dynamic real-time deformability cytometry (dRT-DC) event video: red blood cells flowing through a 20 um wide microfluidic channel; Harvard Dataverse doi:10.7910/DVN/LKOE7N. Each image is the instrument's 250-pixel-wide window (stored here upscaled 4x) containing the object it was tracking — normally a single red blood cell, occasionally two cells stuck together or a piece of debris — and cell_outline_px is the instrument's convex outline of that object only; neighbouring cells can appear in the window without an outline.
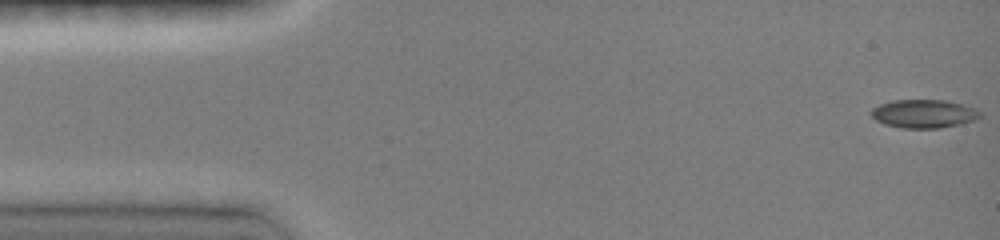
{"species": "common noctule bat (a hibernating species)", "species_latin": "Nyctalus noctula", "temperature_condition": "room temperature", "stored_images_in_passage": 63, "camera_frame_rate_fps": 3000, "um_per_image_px": 0.085, "animal": {"sex": "female", "body_mass_g": 19.0, "forearm_length_mm": 51.5}, "frame": {"image": 1, "passage_image": 1, "time_ms": 0.0, "image_size_px": [1000, 240], "cell_outline_px": [[984, 116], [976, 120], [960, 124], [940, 128], [904, 128], [884, 124], [876, 120], [868, 112], [872, 108], [880, 104], [892, 100], [944, 100], [964, 104], [976, 108], [984, 112]], "centroid_in_image_um": [78.58, 9.66], "position_along_channel_um": 6.4, "area_um2": 18.38}}
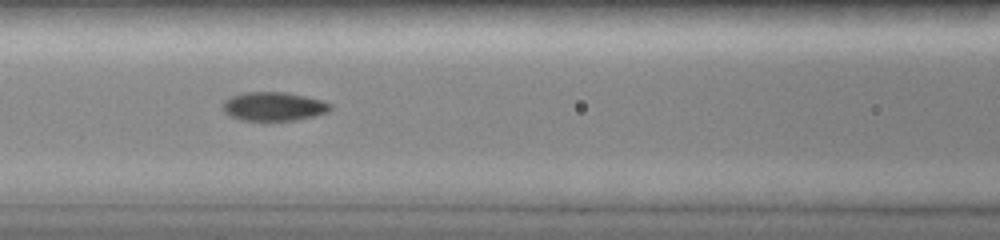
{"frame": {"image": 2, "passage_image": 35, "time_ms": 6.333, "image_size_px": [1000, 240], "cell_outline_px": [[332, 108], [328, 112], [296, 120], [240, 120], [224, 112], [220, 104], [224, 100], [232, 96], [244, 92], [288, 92], [320, 100], [332, 104]], "centroid_in_image_um": [23.23, 9.04], "position_along_channel_um": 143.4, "area_um2": 18.03}}
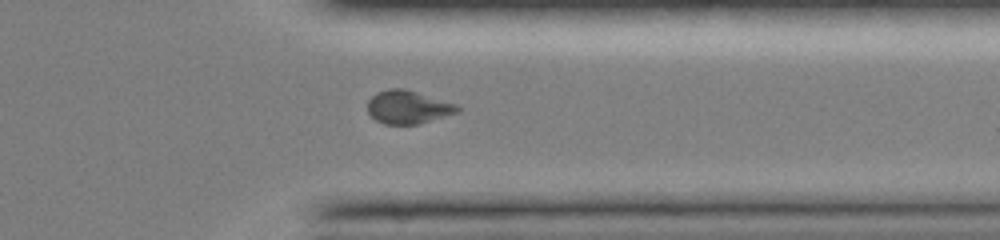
{"frame": {"image": 3, "passage_image": 63, "time_ms": 12.0, "image_size_px": [1000, 240], "cell_outline_px": [[460, 112], [416, 124], [384, 124], [376, 120], [368, 112], [368, 100], [376, 92], [388, 88], [404, 88], [456, 104], [460, 108]], "centroid_in_image_um": [34.66, 9.09], "position_along_channel_um": 376.7, "area_um2": 17.28}}